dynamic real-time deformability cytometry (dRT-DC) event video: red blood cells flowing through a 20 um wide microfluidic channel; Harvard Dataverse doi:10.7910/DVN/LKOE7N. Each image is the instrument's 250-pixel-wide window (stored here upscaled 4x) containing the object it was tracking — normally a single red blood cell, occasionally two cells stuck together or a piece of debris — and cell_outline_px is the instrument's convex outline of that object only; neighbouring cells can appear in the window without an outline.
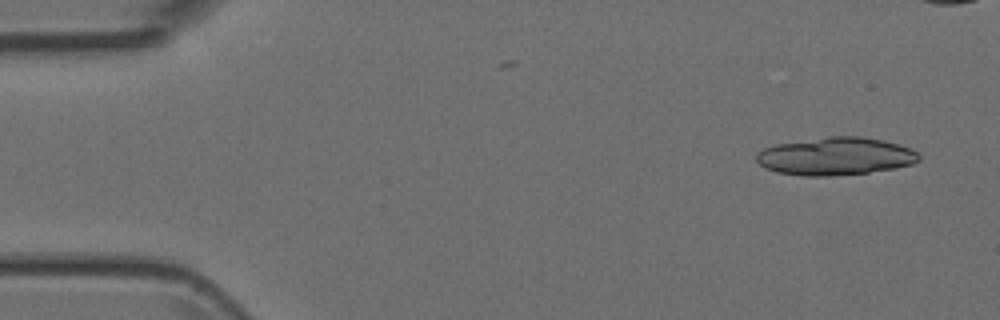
{"species": "Egyptian fruit bat (a non-hibernating species)", "species_latin": "Rousettus aegyptiacus", "temperature_condition": "room temperature", "stored_images_in_passage": 5, "camera_frame_rate_fps": 3000, "um_per_image_px": 0.085, "animal": {"sex": "female"}, "frame": {"image": 1, "passage_image": 1, "time_ms": 0.0, "image_size_px": [1000, 320], "cell_outline_px": [[920, 160], [912, 164], [896, 168], [868, 172], [832, 176], [804, 176], [776, 172], [764, 168], [756, 160], [756, 152], [764, 148], [776, 144], [832, 136], [860, 136], [884, 140], [908, 148], [916, 152], [920, 156]], "centroid_in_image_um": [70.99, 13.29], "position_along_channel_um": 14.0, "area_um2": 35.72}}